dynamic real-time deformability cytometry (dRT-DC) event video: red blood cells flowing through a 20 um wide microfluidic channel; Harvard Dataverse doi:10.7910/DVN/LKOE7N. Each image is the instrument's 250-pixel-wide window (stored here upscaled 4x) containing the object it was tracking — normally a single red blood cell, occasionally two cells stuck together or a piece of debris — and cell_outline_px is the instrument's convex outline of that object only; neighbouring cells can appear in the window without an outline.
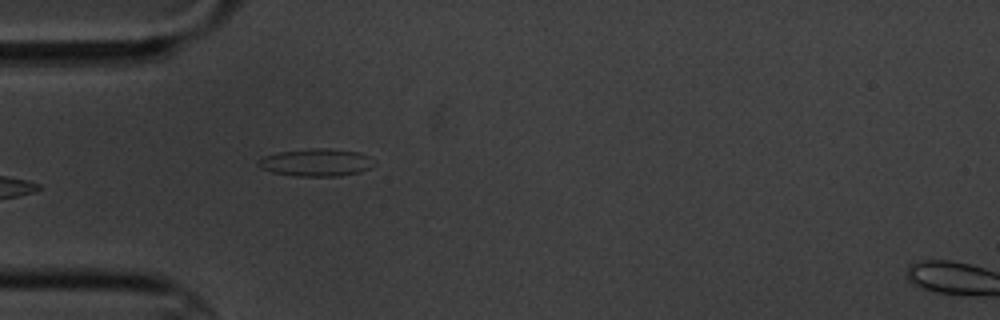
{"species": "common noctule bat (a hibernating species)", "species_latin": "Nyctalus noctula", "temperature_condition": "cold", "stored_images_in_passage": 4, "camera_frame_rate_fps": 3000, "um_per_image_px": 0.085, "animal": {"sex": "male", "body_mass_g": 20.1, "forearm_length_mm": 53.5}, "frame": {"image": 1, "passage_image": 4, "time_ms": 4.333, "image_size_px": [1000, 320], "cell_outline_px": [[376, 164], [360, 172], [336, 176], [296, 176], [272, 172], [260, 168], [256, 164], [256, 160], [264, 156], [276, 152], [308, 148], [332, 148], [360, 152], [376, 160]], "centroid_in_image_um": [26.86, 13.79], "position_along_channel_um": 58.1, "area_um2": 18.96}}